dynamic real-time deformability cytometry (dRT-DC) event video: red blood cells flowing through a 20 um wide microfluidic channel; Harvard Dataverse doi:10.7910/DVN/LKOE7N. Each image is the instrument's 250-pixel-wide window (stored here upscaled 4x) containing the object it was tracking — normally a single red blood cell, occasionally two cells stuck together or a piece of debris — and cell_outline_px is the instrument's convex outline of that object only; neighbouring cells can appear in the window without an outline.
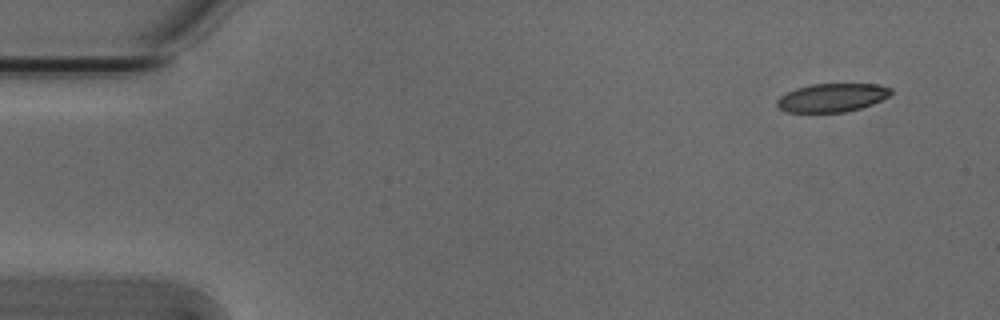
{"species": "Egyptian fruit bat (a non-hibernating species)", "species_latin": "Rousettus aegyptiacus", "temperature_condition": "cold", "stored_images_in_passage": 4, "camera_frame_rate_fps": 3000, "um_per_image_px": 0.085, "animal": {"sex": "male"}, "frame": {"image": 1, "passage_image": 1, "time_ms": 0.0, "image_size_px": [1000, 320], "cell_outline_px": [[892, 92], [888, 96], [872, 104], [860, 108], [844, 112], [784, 112], [776, 104], [776, 100], [780, 96], [796, 88], [812, 84], [876, 84], [892, 88]], "centroid_in_image_um": [70.7, 8.3], "position_along_channel_um": 14.3, "area_um2": 18.79}}
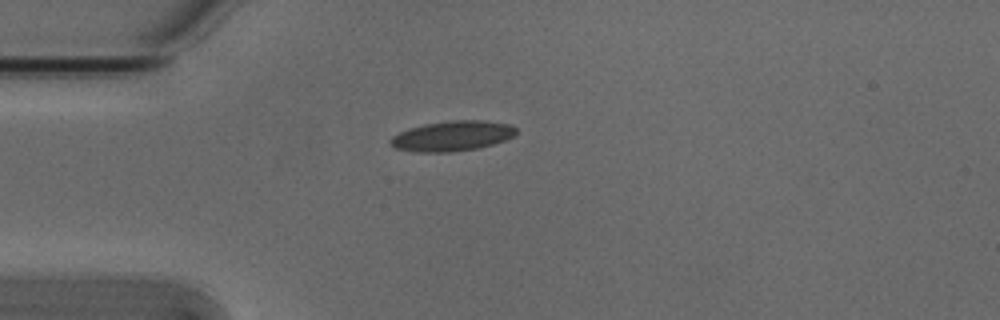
{"frame": {"image": 2, "passage_image": 4, "time_ms": 1.0, "image_size_px": [1000, 320], "cell_outline_px": [[516, 132], [512, 136], [504, 140], [492, 144], [476, 148], [452, 152], [416, 152], [396, 148], [388, 144], [388, 140], [392, 136], [408, 128], [424, 124], [452, 120], [484, 120], [512, 124], [516, 128]], "centroid_in_image_um": [38.41, 11.55], "position_along_channel_um": 46.6, "area_um2": 22.14}}